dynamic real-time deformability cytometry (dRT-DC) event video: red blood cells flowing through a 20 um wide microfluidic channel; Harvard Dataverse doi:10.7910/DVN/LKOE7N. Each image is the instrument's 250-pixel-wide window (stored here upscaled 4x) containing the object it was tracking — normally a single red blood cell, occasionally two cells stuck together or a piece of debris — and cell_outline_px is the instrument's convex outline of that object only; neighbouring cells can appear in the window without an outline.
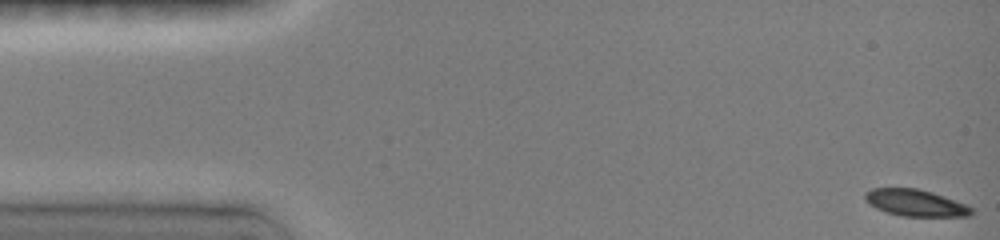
{"species": "common noctule bat (a hibernating species)", "species_latin": "Nyctalus noctula", "temperature_condition": "room temperature", "stored_images_in_passage": 39, "camera_frame_rate_fps": 3000, "um_per_image_px": 0.085, "animal": {"sex": "female", "body_mass_g": 19.0, "forearm_length_mm": 51.5}, "frame": {"image": 1, "passage_image": 1, "time_ms": 0.0, "image_size_px": [1000, 240], "cell_outline_px": [[972, 216], [900, 216], [876, 208], [868, 204], [864, 200], [864, 192], [872, 188], [916, 188], [932, 192], [944, 196], [964, 204], [972, 208]], "centroid_in_image_um": [77.76, 17.24], "position_along_channel_um": 7.2, "area_um2": 16.53}}
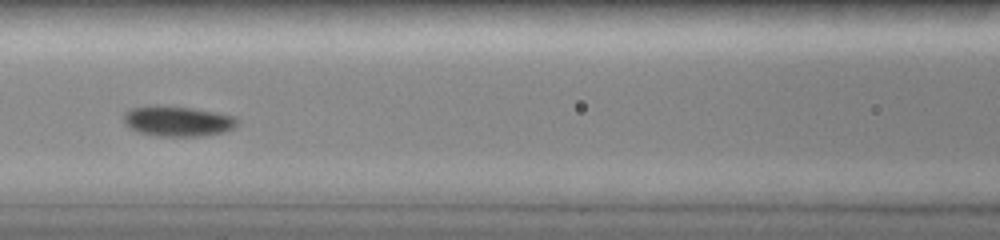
{"frame": {"image": 2, "passage_image": 18, "time_ms": 6.667, "image_size_px": [1000, 240], "cell_outline_px": [[240, 124], [236, 128], [224, 132], [204, 136], [156, 136], [140, 132], [124, 124], [124, 112], [128, 108], [192, 108], [216, 112], [236, 116], [240, 120]], "centroid_in_image_um": [15.22, 10.34], "position_along_channel_um": 151.4, "area_um2": 19.65}}
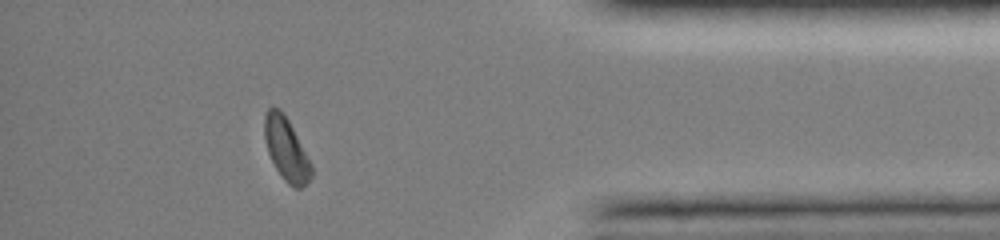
{"frame": {"image": 3, "passage_image": 35, "time_ms": 13.667, "image_size_px": [1000, 240], "cell_outline_px": [[312, 176], [300, 188], [296, 188], [288, 184], [284, 180], [276, 168], [268, 152], [264, 136], [264, 116], [268, 108], [272, 104], [280, 108], [288, 120], [312, 164]], "centroid_in_image_um": [24.31, 12.64], "position_along_channel_um": 410.9, "area_um2": 17.05}, "authors_computed_cell_mechanics": {"area_um2": 18.0336, "velocity_mm_per_s": 4.0286, "shape_relaxation_time_tau1_ms": 2.7473, "shape_relaxation_time_tau2_ms": null, "deformation_change_tau1": 0.117, "deformation_change_tau2": null}}